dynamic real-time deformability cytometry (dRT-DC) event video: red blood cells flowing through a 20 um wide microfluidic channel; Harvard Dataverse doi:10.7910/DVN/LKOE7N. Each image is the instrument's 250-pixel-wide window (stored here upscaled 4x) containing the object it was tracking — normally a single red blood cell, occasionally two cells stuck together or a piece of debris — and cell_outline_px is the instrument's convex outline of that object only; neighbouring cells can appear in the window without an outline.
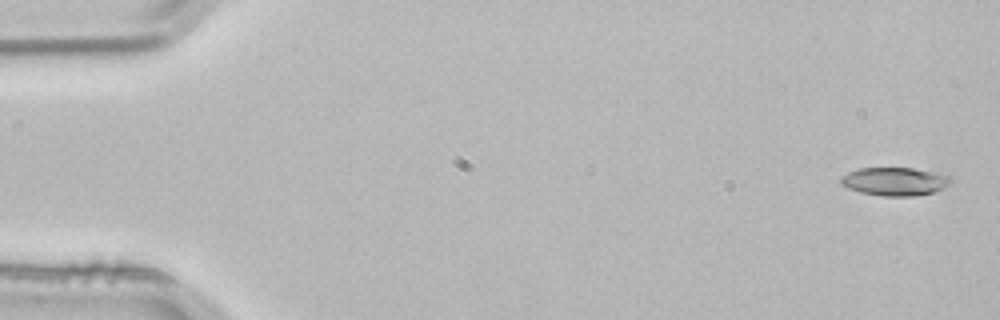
{"species": "common noctule bat (a hibernating species)", "species_latin": "Nyctalus noctula", "temperature_condition": "room temperature", "stored_images_in_passage": 4, "camera_frame_rate_fps": 3000, "um_per_image_px": 0.085, "animal": {"sex": "male", "body_mass_g": 21.5, "forearm_length_mm": 52.0}, "frame": {"image": 1, "passage_image": 1, "time_ms": 0.0, "image_size_px": [1000, 320], "cell_outline_px": [[952, 180], [944, 188], [932, 192], [916, 196], [884, 196], [860, 192], [848, 188], [840, 184], [840, 176], [848, 172], [860, 168], [912, 168], [940, 172], [948, 176]], "centroid_in_image_um": [76.05, 15.42], "position_along_channel_um": 9.0, "area_um2": 18.21}}
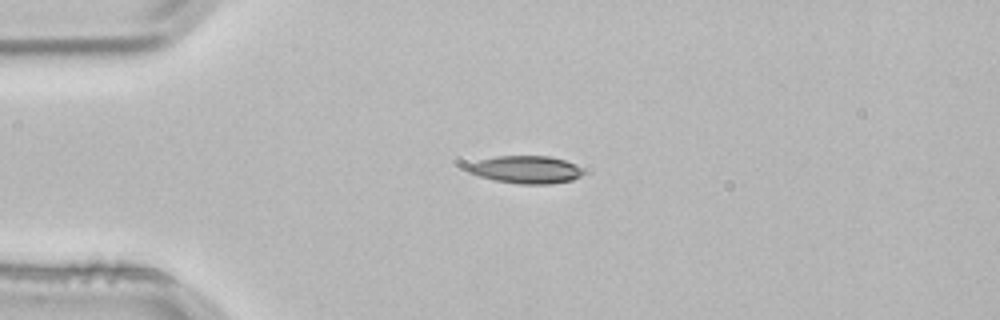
{"frame": {"image": 2, "passage_image": 3, "time_ms": 0.667, "image_size_px": [1000, 320], "cell_outline_px": [[584, 172], [580, 176], [572, 180], [552, 184], [520, 184], [496, 180], [480, 176], [468, 172], [468, 164], [480, 160], [496, 156], [548, 156], [564, 160], [576, 164], [584, 168]], "centroid_in_image_um": [44.75, 14.42], "position_along_channel_um": 40.2, "area_um2": 18.55}}
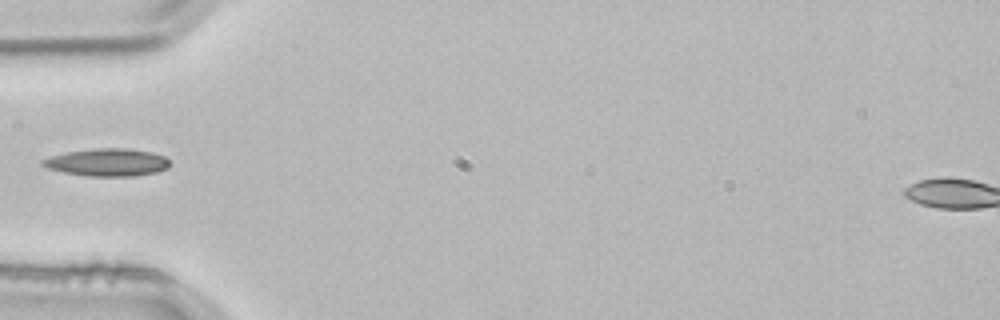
{"frame": {"image": 3, "passage_image": 4, "time_ms": 1.0, "image_size_px": [1000, 320], "cell_outline_px": [[168, 168], [156, 172], [136, 176], [88, 176], [64, 172], [48, 168], [40, 164], [40, 160], [52, 156], [68, 152], [96, 148], [128, 148], [152, 152], [164, 156], [168, 160]], "centroid_in_image_um": [9.13, 13.8], "position_along_channel_um": 75.9, "area_um2": 20.35}}